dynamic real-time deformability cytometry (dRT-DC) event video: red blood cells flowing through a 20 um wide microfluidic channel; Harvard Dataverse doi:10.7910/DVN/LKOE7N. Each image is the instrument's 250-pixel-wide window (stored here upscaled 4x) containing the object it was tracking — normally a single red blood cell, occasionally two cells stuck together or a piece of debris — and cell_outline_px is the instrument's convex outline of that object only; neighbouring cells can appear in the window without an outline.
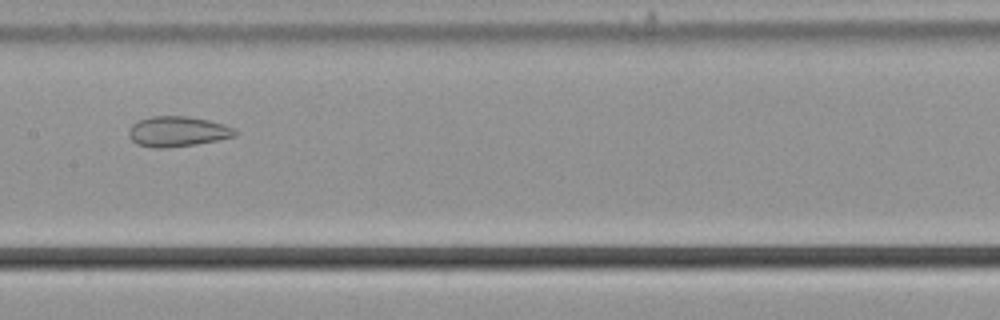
{"species": "common noctule bat (a hibernating species)", "species_latin": "Nyctalus noctula", "temperature_condition": "cold", "stored_images_in_passage": 53, "camera_frame_rate_fps": 3000, "um_per_image_px": 0.085, "animal": {"sex": "male", "body_mass_g": 21.5, "forearm_length_mm": 52.0}, "frame": {"image": 1, "passage_image": 26, "time_ms": 8.333, "image_size_px": [1000, 320], "cell_outline_px": [[240, 132], [236, 136], [196, 144], [168, 148], [152, 148], [136, 144], [128, 136], [128, 128], [132, 124], [140, 120], [152, 116], [188, 116], [208, 120], [224, 124], [236, 128]], "centroid_in_image_um": [15.1, 11.18], "position_along_channel_um": 192.3, "area_um2": 19.02}}
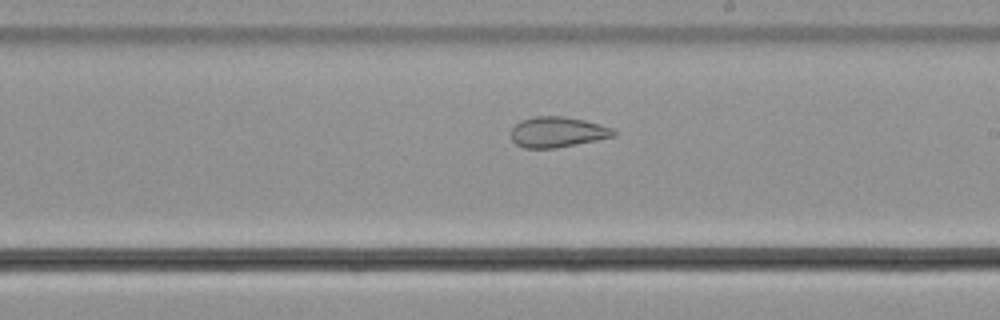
{"frame": {"image": 2, "passage_image": 30, "time_ms": 9.667, "image_size_px": [1000, 320], "cell_outline_px": [[616, 136], [556, 148], [524, 148], [516, 144], [512, 140], [512, 128], [520, 120], [532, 116], [564, 116], [584, 120], [600, 124], [612, 128], [616, 132]], "centroid_in_image_um": [47.38, 11.22], "position_along_channel_um": 241.6, "area_um2": 18.26}}
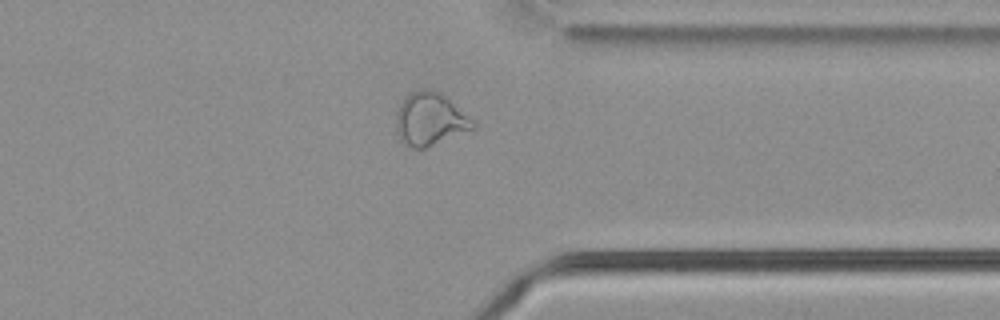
{"frame": {"image": 3, "passage_image": 41, "time_ms": 13.333, "image_size_px": [1000, 320], "cell_outline_px": [[476, 128], [424, 148], [412, 148], [404, 144], [400, 140], [396, 132], [396, 112], [400, 104], [408, 92], [420, 88], [432, 88], [440, 92], [472, 120], [476, 124]], "centroid_in_image_um": [36.5, 10.11], "position_along_channel_um": 374.9, "area_um2": 23.7}, "authors_computed_cell_mechanics": {"area_um2": 25.0274, "velocity_mm_per_s": 3.7236, "shape_relaxation_time_tau1_ms": null, "shape_relaxation_time_tau2_ms": 2.319, "deformation_change_tau1": null, "deformation_change_tau2": 0.0967}}